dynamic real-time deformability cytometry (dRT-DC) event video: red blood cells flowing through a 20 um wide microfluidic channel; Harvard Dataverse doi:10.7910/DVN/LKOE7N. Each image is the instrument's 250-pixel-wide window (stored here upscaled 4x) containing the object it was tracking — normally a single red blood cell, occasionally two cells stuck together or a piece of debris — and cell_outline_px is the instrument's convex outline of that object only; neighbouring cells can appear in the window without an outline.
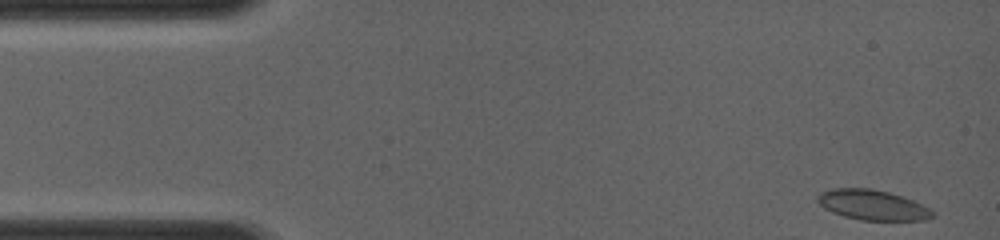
{"species": "common noctule bat (a hibernating species)", "species_latin": "Nyctalus noctula", "temperature_condition": "room temperature", "stored_images_in_passage": 6, "camera_frame_rate_fps": 4000, "um_per_image_px": 0.085, "animal": {"sex": "female", "body_mass_g": 19.0, "forearm_length_mm": 56.7}, "frame": {"image": 1, "passage_image": 1, "time_ms": 0.0, "image_size_px": [1000, 240], "cell_outline_px": [[936, 216], [928, 220], [860, 220], [844, 216], [832, 212], [824, 208], [816, 200], [816, 196], [820, 192], [832, 188], [872, 188], [888, 192], [912, 200], [928, 208]], "centroid_in_image_um": [74.13, 17.42], "position_along_channel_um": 10.9, "area_um2": 20.17}}